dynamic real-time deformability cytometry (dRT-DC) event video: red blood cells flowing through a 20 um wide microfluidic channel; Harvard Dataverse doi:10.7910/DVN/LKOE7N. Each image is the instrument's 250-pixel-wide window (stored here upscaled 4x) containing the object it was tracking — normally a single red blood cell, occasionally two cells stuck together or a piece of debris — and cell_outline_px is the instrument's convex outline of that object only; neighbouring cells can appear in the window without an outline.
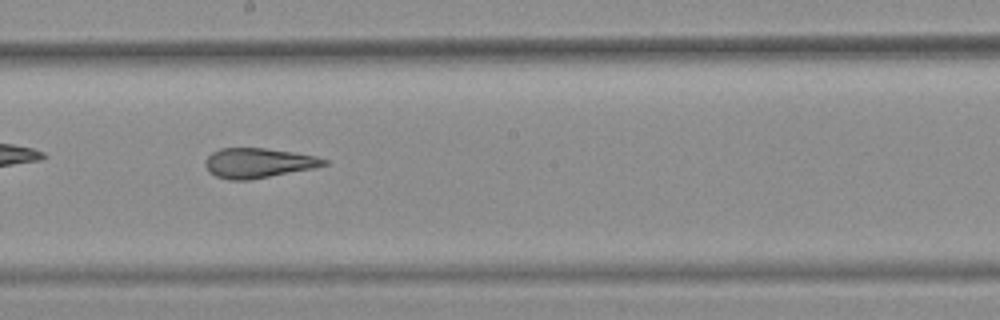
{"species": "common noctule bat (a hibernating species)", "species_latin": "Nyctalus noctula", "temperature_condition": "warm", "stored_images_in_passage": 33, "camera_frame_rate_fps": 3000, "um_per_image_px": 0.085, "animal": {"sex": "female", "body_mass_g": 25.1}, "frame": {"image": 1, "passage_image": 15, "time_ms": 4.667, "image_size_px": [1000, 320], "cell_outline_px": [[328, 164], [312, 168], [248, 180], [232, 180], [216, 176], [208, 172], [208, 156], [212, 152], [220, 148], [264, 148], [292, 152], [316, 156], [328, 160]], "centroid_in_image_um": [21.97, 13.84], "position_along_channel_um": 226.2, "area_um2": 20.17}, "authors_computed_cell_mechanics": {"area_um2": 20.9236, "velocity_mm_per_s": 3.7653, "shape_relaxation_time_tau1_ms": null, "shape_relaxation_time_tau2_ms": 2.4095, "deformation_change_tau1": null, "deformation_change_tau2": 0.1104}}